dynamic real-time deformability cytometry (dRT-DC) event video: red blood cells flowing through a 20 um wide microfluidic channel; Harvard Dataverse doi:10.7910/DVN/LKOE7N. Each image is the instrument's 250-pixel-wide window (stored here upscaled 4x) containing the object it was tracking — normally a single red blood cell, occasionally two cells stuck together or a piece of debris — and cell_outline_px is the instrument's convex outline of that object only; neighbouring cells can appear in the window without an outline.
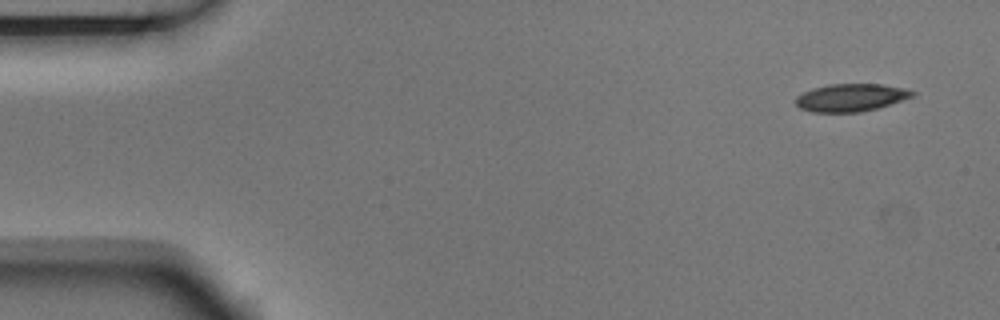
{"species": "Egyptian fruit bat (a non-hibernating species)", "species_latin": "Rousettus aegyptiacus", "temperature_condition": "room temperature", "stored_images_in_passage": 3, "camera_frame_rate_fps": 3000, "um_per_image_px": 0.085, "animal": {"sex": "male"}, "frame": {"image": 1, "passage_image": 1, "time_ms": 0.0, "image_size_px": [1000, 320], "cell_outline_px": [[916, 92], [912, 96], [876, 108], [860, 112], [812, 112], [800, 108], [796, 104], [796, 96], [812, 88], [828, 84], [880, 84], [904, 88]], "centroid_in_image_um": [72.27, 8.29], "position_along_channel_um": 12.7, "area_um2": 18.55}}